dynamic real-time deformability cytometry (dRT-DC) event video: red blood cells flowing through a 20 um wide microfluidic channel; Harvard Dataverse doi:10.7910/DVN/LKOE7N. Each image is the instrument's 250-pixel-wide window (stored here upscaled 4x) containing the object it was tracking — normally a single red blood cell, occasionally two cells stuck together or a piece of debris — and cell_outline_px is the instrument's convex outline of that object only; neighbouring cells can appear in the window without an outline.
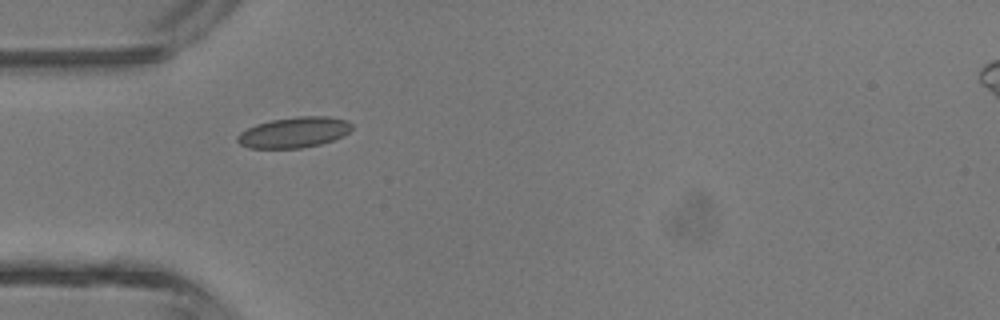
{"species": "common noctule bat (a hibernating species)", "species_latin": "Nyctalus noctula", "temperature_condition": "room temperature", "stored_images_in_passage": 7, "camera_frame_rate_fps": 3000, "um_per_image_px": 0.085, "animal": {"sex": "male", "body_mass_g": 13.3}, "frame": {"image": 1, "passage_image": 6, "time_ms": 6.0, "image_size_px": [1000, 320], "cell_outline_px": [[352, 128], [344, 136], [320, 144], [300, 148], [248, 148], [240, 144], [236, 140], [236, 136], [240, 132], [256, 124], [272, 120], [296, 116], [328, 116], [348, 120], [352, 124]], "centroid_in_image_um": [25.0, 11.25], "position_along_channel_um": 60.0, "area_um2": 20.52}}
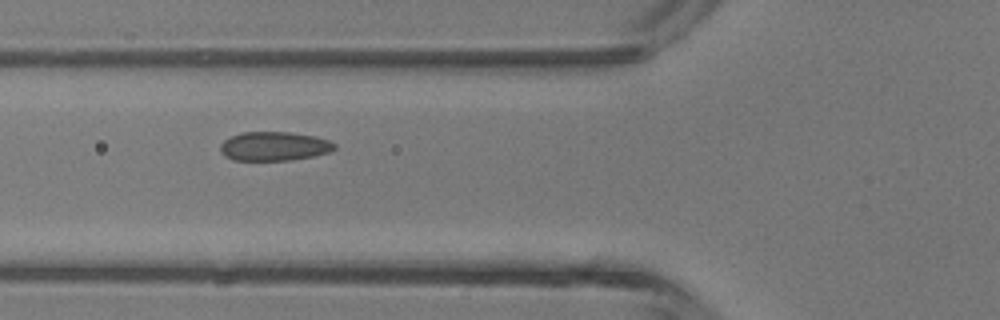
{"frame": {"image": 2, "passage_image": 7, "time_ms": 7.0, "image_size_px": [1000, 320], "cell_outline_px": [[336, 148], [332, 152], [292, 160], [236, 160], [224, 156], [220, 148], [220, 144], [224, 140], [240, 132], [288, 132], [316, 136], [328, 140], [336, 144]], "centroid_in_image_um": [23.33, 12.43], "position_along_channel_um": 102.5, "area_um2": 19.36}}